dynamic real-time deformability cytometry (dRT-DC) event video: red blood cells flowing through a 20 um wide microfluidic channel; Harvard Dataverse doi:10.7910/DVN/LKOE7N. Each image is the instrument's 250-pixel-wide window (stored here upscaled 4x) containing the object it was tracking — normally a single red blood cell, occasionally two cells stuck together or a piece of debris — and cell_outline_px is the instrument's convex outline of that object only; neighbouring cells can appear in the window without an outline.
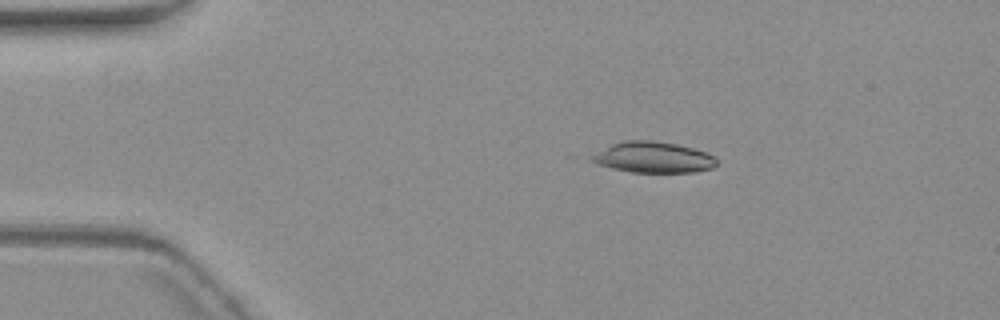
{"species": "common noctule bat (a hibernating species)", "species_latin": "Nyctalus noctula", "temperature_condition": "warm", "stored_images_in_passage": 5, "camera_frame_rate_fps": 3000, "um_per_image_px": 0.085, "animal": {"sex": "female", "body_mass_g": 19.3, "forearm_length_mm": 54.1}, "frame": {"image": 1, "passage_image": 3, "time_ms": 2.333, "image_size_px": [1000, 320], "cell_outline_px": [[716, 164], [712, 168], [692, 172], [632, 172], [612, 168], [596, 164], [588, 156], [612, 144], [624, 140], [652, 140], [676, 144], [692, 148], [716, 156]], "centroid_in_image_um": [55.5, 13.37], "position_along_channel_um": 29.5, "area_um2": 22.43}}